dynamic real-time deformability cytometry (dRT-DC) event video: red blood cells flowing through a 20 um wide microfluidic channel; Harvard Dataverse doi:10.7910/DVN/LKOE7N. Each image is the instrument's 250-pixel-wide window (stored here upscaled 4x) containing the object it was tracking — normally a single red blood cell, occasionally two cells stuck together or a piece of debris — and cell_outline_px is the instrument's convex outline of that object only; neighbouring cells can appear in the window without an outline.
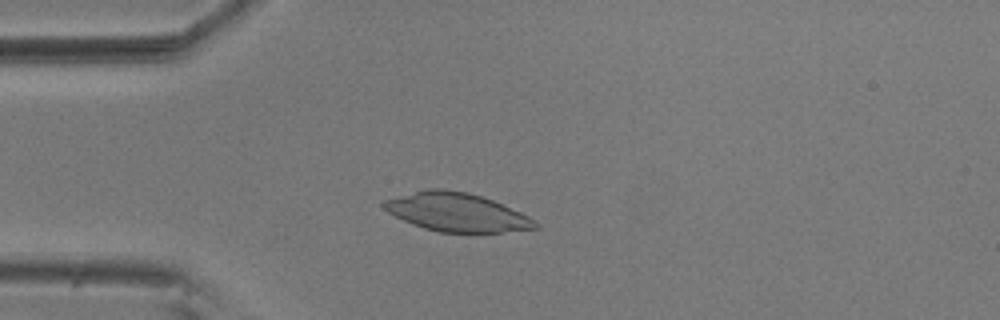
{"species": "common noctule bat (a hibernating species)", "species_latin": "Nyctalus noctula", "temperature_condition": "room temperature", "stored_images_in_passage": 35, "camera_frame_rate_fps": 3000, "um_per_image_px": 0.085, "animal": {"sex": "male", "body_mass_g": 20.5, "forearm_length_mm": 52.5}, "frame": {"image": 1, "passage_image": 13, "time_ms": 4.0, "image_size_px": [1000, 320], "cell_outline_px": [[540, 228], [500, 232], [440, 232], [424, 228], [412, 224], [388, 212], [380, 204], [384, 200], [428, 188], [444, 188], [468, 192], [492, 200], [520, 212], [528, 216]], "centroid_in_image_um": [38.79, 18.03], "position_along_channel_um": 46.2, "area_um2": 33.58}}
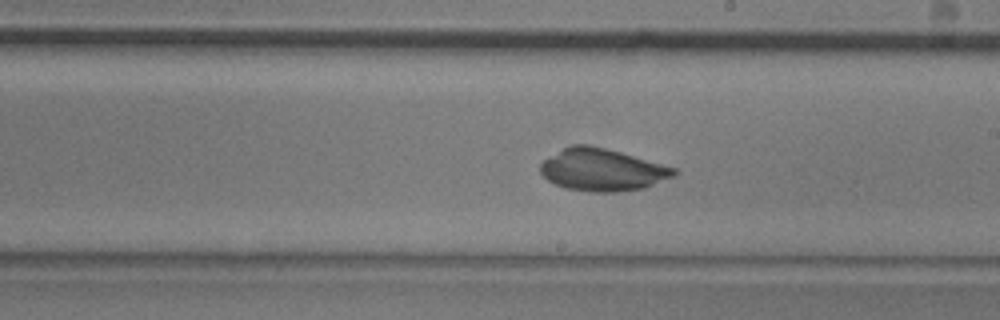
{"frame": {"image": 2, "passage_image": 30, "time_ms": 9.667, "image_size_px": [1000, 320], "cell_outline_px": [[680, 172], [676, 176], [644, 188], [616, 192], [596, 192], [564, 188], [548, 180], [540, 172], [540, 164], [544, 160], [564, 148], [572, 144], [588, 144], [620, 152], [676, 168]], "centroid_in_image_um": [51.22, 14.44], "position_along_channel_um": 237.8, "area_um2": 32.77}}
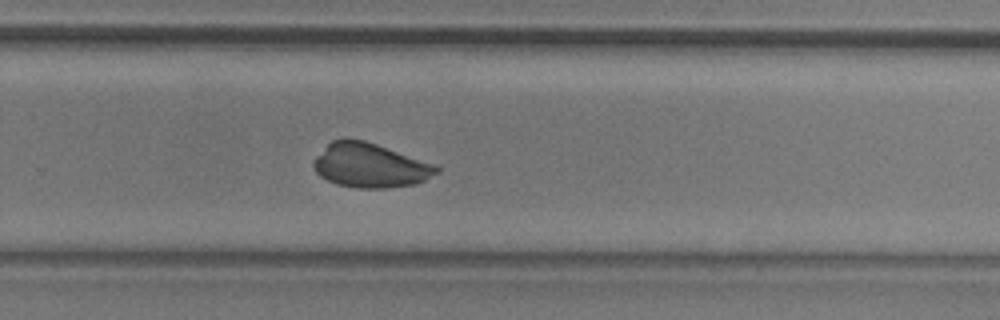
{"frame": {"image": 3, "passage_image": 35, "time_ms": 11.333, "image_size_px": [1000, 320], "cell_outline_px": [[440, 172], [416, 184], [388, 188], [356, 188], [336, 184], [320, 176], [316, 172], [312, 164], [316, 156], [332, 140], [344, 136], [364, 140], [376, 144], [432, 164], [440, 168]], "centroid_in_image_um": [31.41, 14.05], "position_along_channel_um": 298.4, "area_um2": 31.67}}